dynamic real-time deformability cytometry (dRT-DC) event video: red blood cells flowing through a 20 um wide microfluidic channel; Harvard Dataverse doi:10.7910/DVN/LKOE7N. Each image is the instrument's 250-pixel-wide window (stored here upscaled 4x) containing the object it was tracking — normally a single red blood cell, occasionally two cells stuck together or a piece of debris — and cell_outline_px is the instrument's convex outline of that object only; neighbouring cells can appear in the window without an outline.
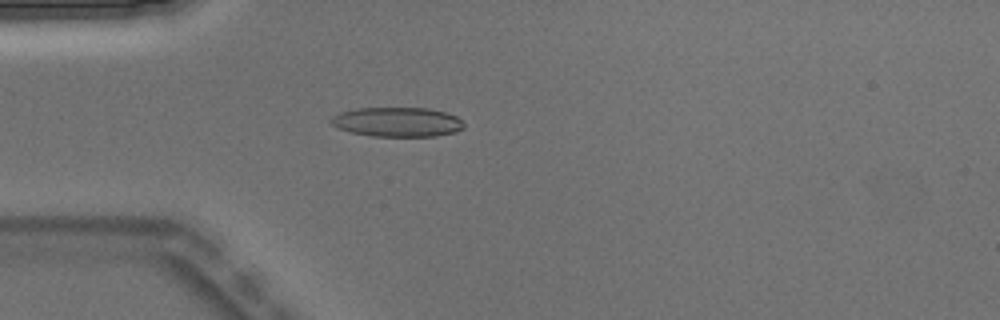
{"species": "Egyptian fruit bat (a non-hibernating species)", "species_latin": "Rousettus aegyptiacus", "temperature_condition": "warm", "stored_images_in_passage": 2, "camera_frame_rate_fps": 3000, "um_per_image_px": 0.085, "animal": {"sex": "male"}, "frame": {"image": 1, "passage_image": 2, "time_ms": 0.333, "image_size_px": [1000, 320], "cell_outline_px": [[464, 128], [456, 132], [436, 136], [372, 136], [352, 132], [340, 128], [332, 124], [328, 120], [332, 116], [340, 112], [356, 108], [428, 108], [444, 112], [456, 116], [464, 124]], "centroid_in_image_um": [33.77, 10.36], "position_along_channel_um": 51.2, "area_um2": 22.77}}